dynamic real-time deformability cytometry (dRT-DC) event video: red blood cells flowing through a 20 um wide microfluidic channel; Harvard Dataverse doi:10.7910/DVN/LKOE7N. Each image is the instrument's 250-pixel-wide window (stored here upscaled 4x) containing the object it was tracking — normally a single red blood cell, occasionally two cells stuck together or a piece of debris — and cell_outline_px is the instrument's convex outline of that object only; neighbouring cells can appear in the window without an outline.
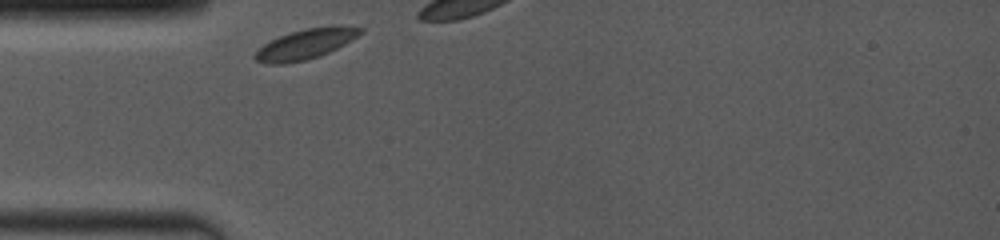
{"species": "common noctule bat (a hibernating species)", "species_latin": "Nyctalus noctula", "temperature_condition": "room temperature", "stored_images_in_passage": 6, "camera_frame_rate_fps": 4000, "um_per_image_px": 0.085, "animal": {"sex": "female", "body_mass_g": 19.0, "forearm_length_mm": 53.3}, "frame": {"image": 1, "passage_image": 1, "time_ms": 0.0, "image_size_px": [1000, 240], "cell_outline_px": [[364, 32], [344, 44], [320, 56], [304, 60], [284, 64], [268, 64], [256, 60], [252, 56], [264, 44], [280, 36], [304, 28], [348, 24], [364, 28]], "centroid_in_image_um": [26.03, 3.72], "position_along_channel_um": 59.0, "area_um2": 18.5}}